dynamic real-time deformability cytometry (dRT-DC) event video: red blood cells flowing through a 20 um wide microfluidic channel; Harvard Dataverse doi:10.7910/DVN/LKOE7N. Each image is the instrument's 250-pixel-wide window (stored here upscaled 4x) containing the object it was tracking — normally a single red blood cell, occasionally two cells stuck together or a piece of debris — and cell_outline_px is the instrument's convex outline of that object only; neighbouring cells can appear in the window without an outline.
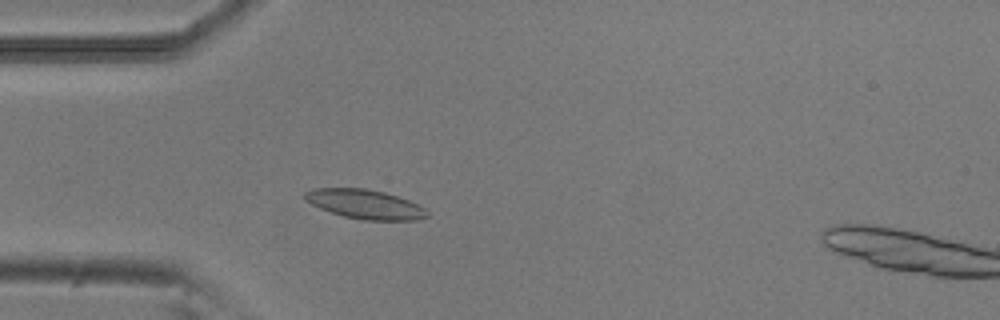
{"species": "common noctule bat (a hibernating species)", "species_latin": "Nyctalus noctula", "temperature_condition": "room temperature", "stored_images_in_passage": 28, "camera_frame_rate_fps": 3000, "um_per_image_px": 0.085, "animal": {"sex": "male", "body_mass_g": 20.5, "forearm_length_mm": 52.5}, "frame": {"image": 1, "passage_image": 12, "time_ms": 3.667, "image_size_px": [1000, 320], "cell_outline_px": [[428, 216], [416, 220], [360, 220], [344, 216], [320, 208], [304, 200], [304, 192], [312, 188], [364, 188], [384, 192], [408, 200], [424, 208], [428, 212]], "centroid_in_image_um": [31.0, 17.35], "position_along_channel_um": 54.0, "area_um2": 20.75}}
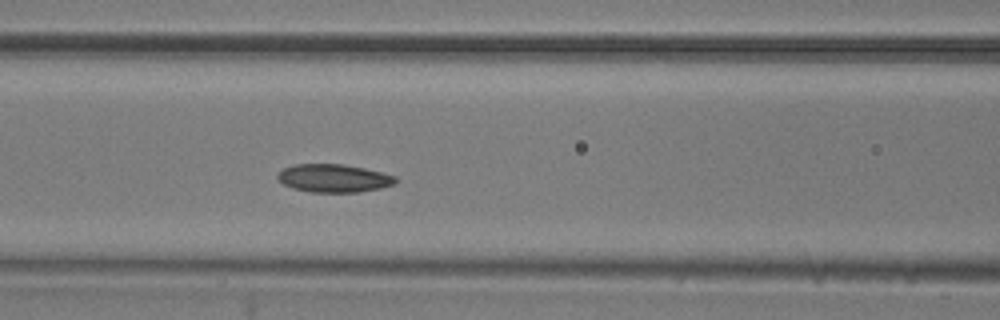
{"frame": {"image": 2, "passage_image": 19, "time_ms": 6.0, "image_size_px": [1000, 320], "cell_outline_px": [[396, 184], [380, 188], [360, 192], [312, 192], [292, 188], [284, 184], [276, 176], [284, 168], [296, 164], [344, 164], [364, 168], [396, 176]], "centroid_in_image_um": [28.39, 15.15], "position_along_channel_um": 138.2, "area_um2": 19.19}}
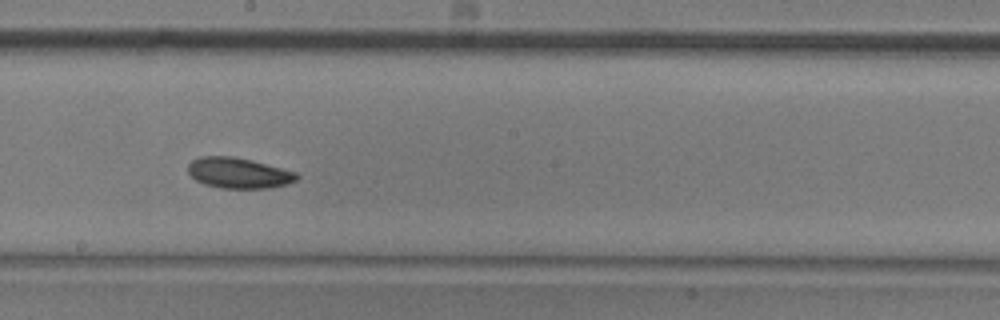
{"frame": {"image": 3, "passage_image": 26, "time_ms": 8.333, "image_size_px": [1000, 320], "cell_outline_px": [[300, 176], [296, 180], [288, 184], [268, 188], [220, 188], [204, 184], [196, 180], [188, 172], [188, 164], [192, 160], [200, 156], [232, 156], [252, 160], [296, 172]], "centroid_in_image_um": [20.28, 14.7], "position_along_channel_um": 227.9, "area_um2": 19.42}}